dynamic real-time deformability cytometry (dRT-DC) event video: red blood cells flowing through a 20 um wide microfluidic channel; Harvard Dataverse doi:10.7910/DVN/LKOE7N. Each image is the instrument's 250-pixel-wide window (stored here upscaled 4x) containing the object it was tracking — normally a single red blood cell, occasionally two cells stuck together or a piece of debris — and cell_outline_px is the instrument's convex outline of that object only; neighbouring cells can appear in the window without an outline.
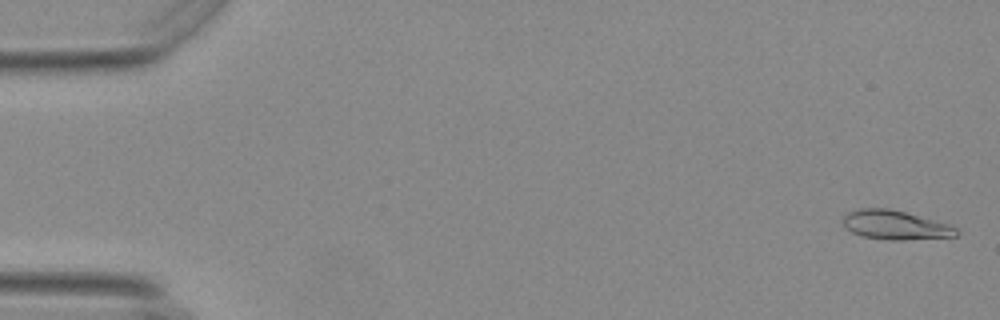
{"species": "Egyptian fruit bat (a non-hibernating species)", "species_latin": "Rousettus aegyptiacus", "temperature_condition": "warm", "stored_images_in_passage": 56, "camera_frame_rate_fps": 3000, "um_per_image_px": 0.085, "animal": {"sex": "female"}, "frame": {"image": 1, "passage_image": 2, "time_ms": 0.333, "image_size_px": [1000, 320], "cell_outline_px": [[960, 232], [956, 236], [900, 240], [888, 240], [864, 236], [852, 232], [844, 224], [844, 216], [848, 212], [860, 208], [888, 208], [904, 212], [948, 224], [956, 228]], "centroid_in_image_um": [76.1, 19.13], "position_along_channel_um": 8.9, "area_um2": 18.84}}
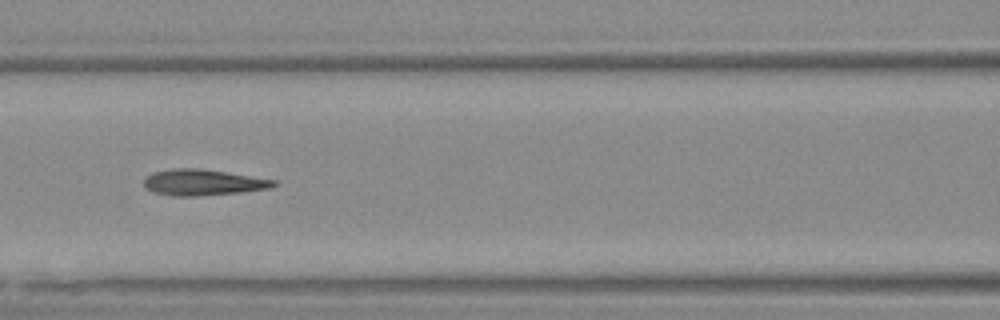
{"frame": {"image": 2, "passage_image": 25, "time_ms": 8.0, "image_size_px": [1000, 320], "cell_outline_px": [[276, 184], [268, 188], [240, 192], [196, 196], [172, 196], [152, 192], [144, 184], [144, 176], [152, 172], [172, 168], [196, 168], [224, 172], [276, 180]], "centroid_in_image_um": [17.17, 15.5], "position_along_channel_um": 149.4, "area_um2": 19.48}}
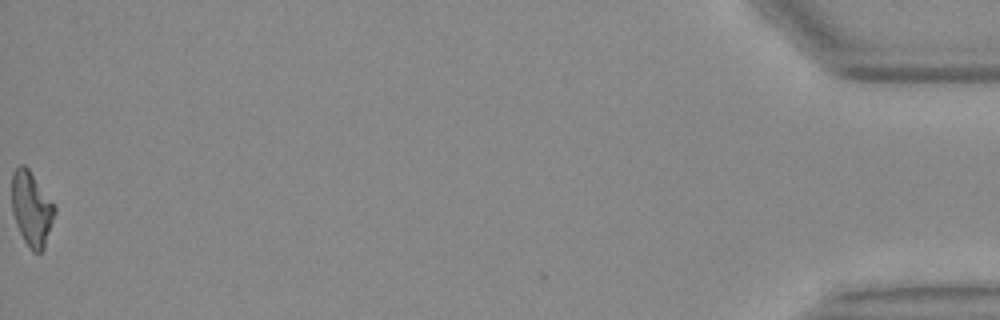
{"frame": {"image": 3, "passage_image": 56, "time_ms": 18.333, "image_size_px": [1000, 320], "cell_outline_px": [[56, 212], [44, 248], [40, 252], [32, 252], [28, 248], [16, 224], [12, 212], [12, 172], [20, 164], [24, 164], [28, 168], [56, 204]], "centroid_in_image_um": [2.7, 17.73], "position_along_channel_um": 432.5, "area_um2": 18.84}, "authors_computed_cell_mechanics": {"area_um2": 19.1607, "velocity_mm_per_s": 3.7252, "shape_relaxation_time_tau1_ms": 10.6644, "shape_relaxation_time_tau2_ms": 1.8622, "deformation_change_tau1": 0.2799, "deformation_change_tau2": 0.1009}}